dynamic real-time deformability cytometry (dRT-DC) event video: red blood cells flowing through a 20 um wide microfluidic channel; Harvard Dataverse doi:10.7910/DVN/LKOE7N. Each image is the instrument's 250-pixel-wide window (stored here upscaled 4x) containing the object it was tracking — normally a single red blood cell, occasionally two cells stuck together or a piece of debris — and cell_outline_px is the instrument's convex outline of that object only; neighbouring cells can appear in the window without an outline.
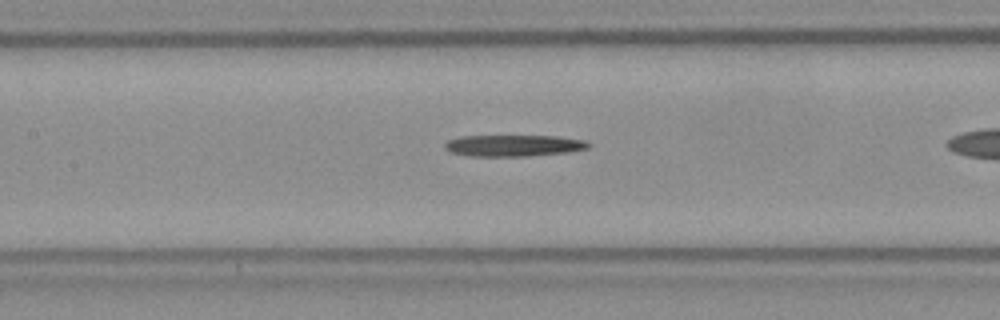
{"species": "Egyptian fruit bat (a non-hibernating species)", "species_latin": "Rousettus aegyptiacus", "temperature_condition": "room temperature", "stored_images_in_passage": 35, "camera_frame_rate_fps": 3000, "um_per_image_px": 0.085, "frame": {"image": 1, "passage_image": 11, "time_ms": 3.333, "image_size_px": [1000, 320], "cell_outline_px": [[592, 144], [588, 148], [568, 152], [528, 156], [468, 156], [452, 152], [444, 148], [444, 144], [448, 140], [460, 136], [556, 136], [584, 140]], "centroid_in_image_um": [43.65, 12.37], "position_along_channel_um": 163.7, "area_um2": 17.98}}
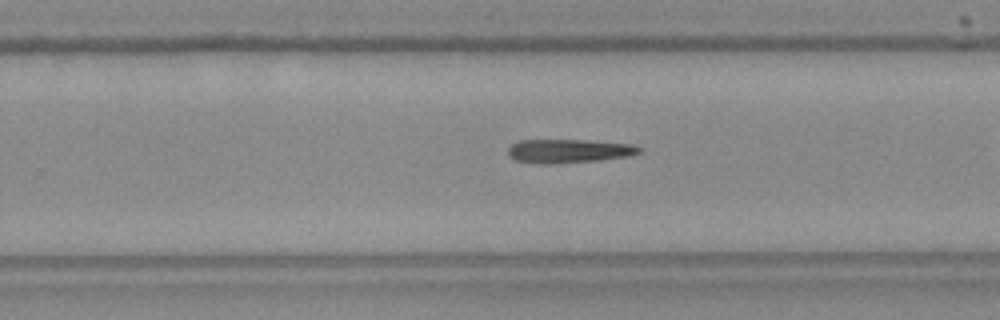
{"frame": {"image": 2, "passage_image": 20, "time_ms": 6.333, "image_size_px": [1000, 320], "cell_outline_px": [[640, 152], [628, 156], [600, 160], [552, 164], [540, 164], [516, 160], [508, 156], [508, 148], [512, 144], [520, 140], [588, 140], [632, 144], [640, 148]], "centroid_in_image_um": [48.31, 12.83], "position_along_channel_um": 281.5, "area_um2": 18.15}}